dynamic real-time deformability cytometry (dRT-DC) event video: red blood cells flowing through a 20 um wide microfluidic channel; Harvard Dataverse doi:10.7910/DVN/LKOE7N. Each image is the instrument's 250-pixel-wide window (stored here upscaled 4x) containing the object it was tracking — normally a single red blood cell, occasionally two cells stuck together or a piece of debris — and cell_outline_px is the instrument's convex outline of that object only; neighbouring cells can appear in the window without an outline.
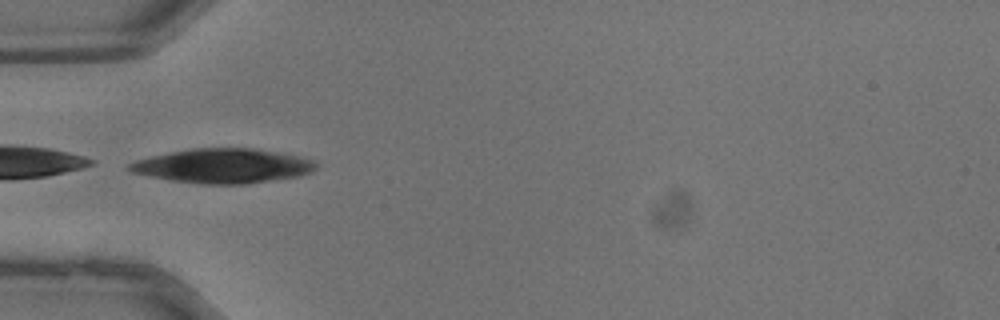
{"species": "common noctule bat (a hibernating species)", "species_latin": "Nyctalus noctula", "temperature_condition": "warm", "stored_images_in_passage": 5, "camera_frame_rate_fps": 3000, "um_per_image_px": 0.085, "animal": {"sex": "male", "body_mass_g": 13.3}, "frame": {"image": 1, "passage_image": 1, "time_ms": 0.0, "image_size_px": [1000, 320], "cell_outline_px": [[316, 168], [312, 172], [300, 176], [244, 184], [200, 184], [172, 180], [132, 172], [124, 168], [128, 164], [136, 160], [168, 152], [192, 148], [252, 148], [300, 156], [312, 160], [316, 164]], "centroid_in_image_um": [18.94, 14.1], "position_along_channel_um": 66.1, "area_um2": 37.34}}